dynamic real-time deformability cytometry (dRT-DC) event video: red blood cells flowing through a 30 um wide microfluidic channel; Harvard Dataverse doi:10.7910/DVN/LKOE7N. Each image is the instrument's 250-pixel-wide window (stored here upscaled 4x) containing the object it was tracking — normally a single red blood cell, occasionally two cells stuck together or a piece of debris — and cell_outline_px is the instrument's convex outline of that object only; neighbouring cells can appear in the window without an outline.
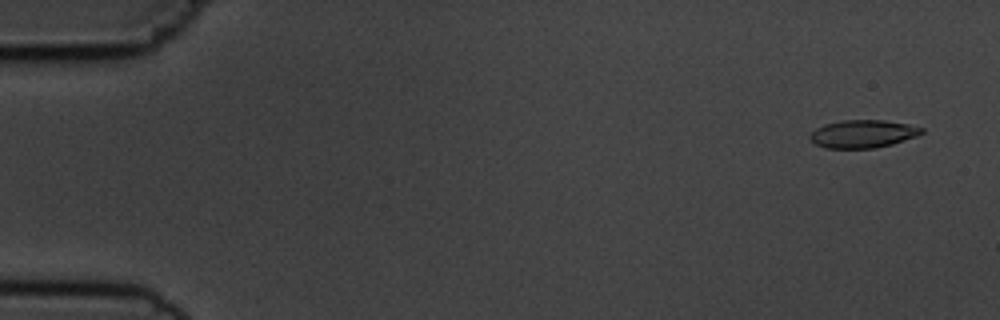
{"species": "common noctule bat (a hibernating species)", "species_latin": "Nyctalus noctula", "temperature_condition": "cold", "stored_images_in_passage": 4, "camera_frame_rate_fps": 3000, "um_per_image_px": 0.085, "animal": {"sex": "male", "body_mass_g": 19.5, "forearm_length_mm": 54.6}, "frame": {"image": 1, "passage_image": 1, "time_ms": 0.0, "image_size_px": [1000, 320], "cell_outline_px": [[924, 132], [916, 136], [892, 144], [876, 148], [824, 148], [808, 140], [808, 136], [816, 128], [824, 124], [844, 120], [884, 120], [908, 124], [924, 128]], "centroid_in_image_um": [73.32, 11.38], "position_along_channel_um": 11.7, "area_um2": 18.21}}